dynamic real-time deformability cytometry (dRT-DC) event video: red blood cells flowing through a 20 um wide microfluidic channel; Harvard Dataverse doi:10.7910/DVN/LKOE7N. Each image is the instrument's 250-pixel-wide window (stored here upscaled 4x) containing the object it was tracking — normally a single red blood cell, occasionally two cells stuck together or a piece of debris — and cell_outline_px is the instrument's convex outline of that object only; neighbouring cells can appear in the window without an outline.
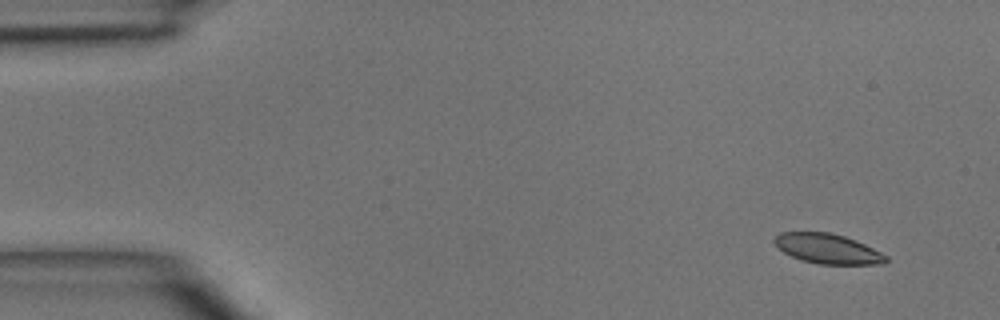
{"species": "common noctule bat (a hibernating species)", "species_latin": "Nyctalus noctula", "temperature_condition": "room temperature", "stored_images_in_passage": 4, "camera_frame_rate_fps": 3000, "um_per_image_px": 0.085, "animal": {"sex": "male", "body_mass_g": 15.6}, "frame": {"image": 1, "passage_image": 1, "time_ms": 0.0, "image_size_px": [1000, 320], "cell_outline_px": [[888, 260], [884, 264], [820, 264], [804, 260], [792, 256], [776, 248], [772, 240], [780, 232], [828, 232], [844, 236], [856, 240], [888, 256]], "centroid_in_image_um": [70.33, 21.13], "position_along_channel_um": 14.7, "area_um2": 19.36}}
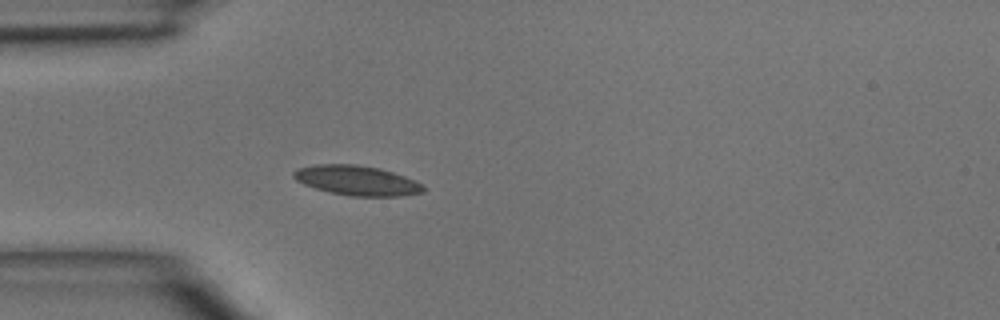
{"frame": {"image": 2, "passage_image": 4, "time_ms": 3.333, "image_size_px": [1000, 320], "cell_outline_px": [[424, 192], [400, 196], [352, 196], [332, 192], [316, 188], [304, 184], [296, 180], [292, 176], [292, 172], [296, 168], [316, 164], [356, 164], [380, 168], [404, 176], [424, 184]], "centroid_in_image_um": [30.33, 15.33], "position_along_channel_um": 54.7, "area_um2": 22.48}}